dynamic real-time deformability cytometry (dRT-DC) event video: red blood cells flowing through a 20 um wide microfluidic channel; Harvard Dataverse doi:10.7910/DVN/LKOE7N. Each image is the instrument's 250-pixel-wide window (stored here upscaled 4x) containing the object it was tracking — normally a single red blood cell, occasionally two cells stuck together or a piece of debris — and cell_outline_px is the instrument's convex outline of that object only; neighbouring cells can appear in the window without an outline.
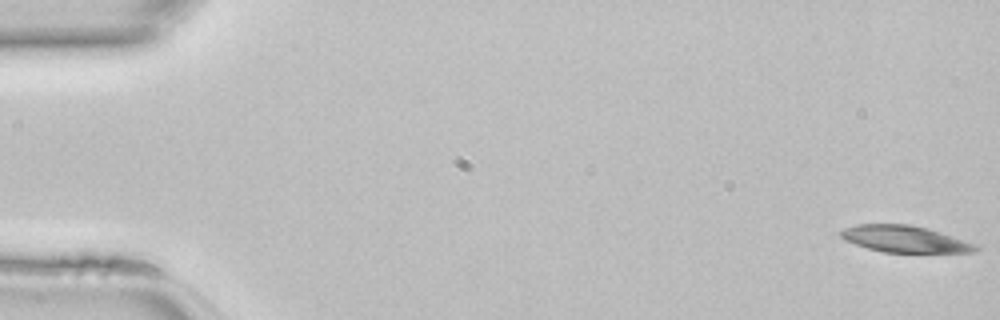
{"species": "common noctule bat (a hibernating species)", "species_latin": "Nyctalus noctula", "temperature_condition": "room temperature", "stored_images_in_passage": 46, "camera_frame_rate_fps": 3000, "um_per_image_px": 0.085, "animal": {"sex": "female", "body_mass_g": 22.7, "forearm_length_mm": 54.2}, "frame": {"image": 1, "passage_image": 1, "time_ms": 0.0, "image_size_px": [1000, 320], "cell_outline_px": [[980, 248], [976, 252], [884, 252], [868, 248], [844, 240], [836, 232], [844, 228], [856, 224], [912, 224], [928, 228], [976, 244]], "centroid_in_image_um": [76.87, 20.3], "position_along_channel_um": 8.1, "area_um2": 20.98}}
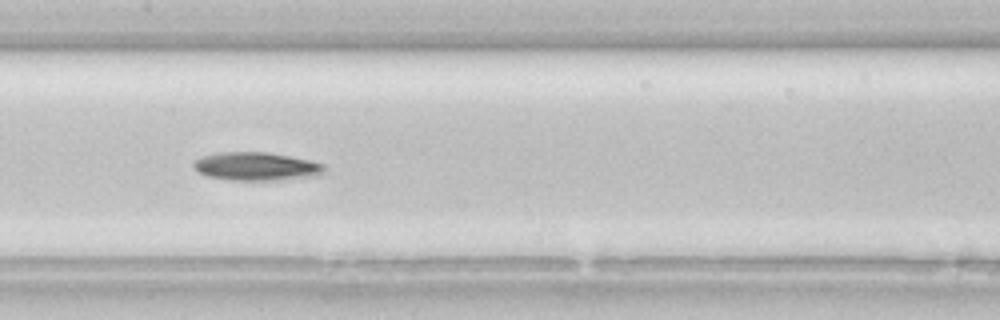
{"frame": {"image": 2, "passage_image": 23, "time_ms": 7.333, "image_size_px": [1000, 320], "cell_outline_px": [[324, 172], [320, 176], [276, 180], [228, 180], [208, 176], [196, 172], [192, 168], [192, 164], [196, 160], [204, 156], [220, 152], [268, 152], [292, 156], [324, 164]], "centroid_in_image_um": [21.79, 14.15], "position_along_channel_um": 185.6, "area_um2": 21.73}}
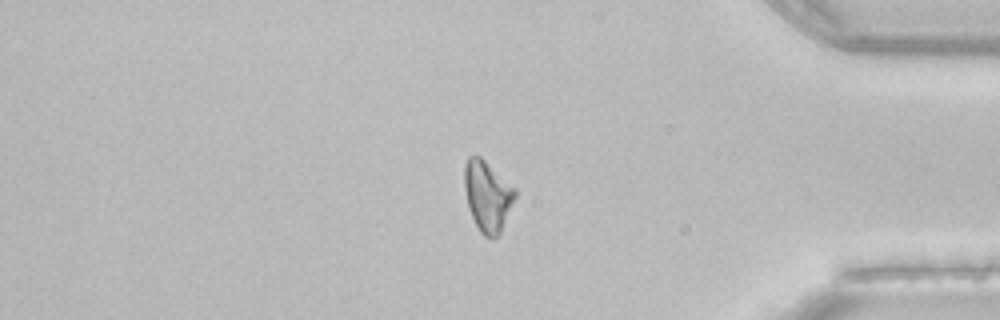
{"frame": {"image": 3, "passage_image": 39, "time_ms": 12.667, "image_size_px": [1000, 320], "cell_outline_px": [[516, 196], [500, 232], [492, 240], [484, 236], [480, 232], [468, 208], [464, 188], [464, 164], [468, 156], [480, 156], [516, 188]], "centroid_in_image_um": [41.42, 16.65], "position_along_channel_um": 393.8, "area_um2": 20.81}}